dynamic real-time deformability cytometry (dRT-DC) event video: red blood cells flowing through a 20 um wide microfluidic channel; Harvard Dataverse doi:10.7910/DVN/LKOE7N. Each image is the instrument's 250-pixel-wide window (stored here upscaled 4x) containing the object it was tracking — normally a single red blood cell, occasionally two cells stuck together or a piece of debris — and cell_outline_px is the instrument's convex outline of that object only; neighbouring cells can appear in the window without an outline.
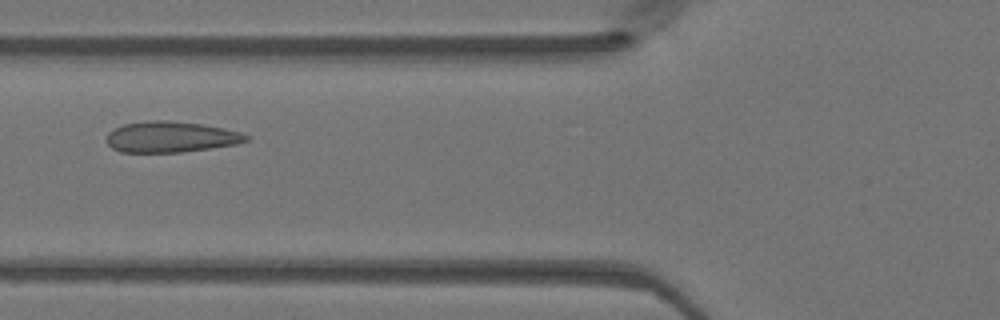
{"species": "Egyptian fruit bat (a non-hibernating species)", "species_latin": "Rousettus aegyptiacus", "temperature_condition": "warm", "stored_images_in_passage": 45, "camera_frame_rate_fps": 3000, "um_per_image_px": 0.085, "animal": {"sex": "female"}, "frame": {"image": 1, "passage_image": 15, "time_ms": 4.667, "image_size_px": [1000, 320], "cell_outline_px": [[252, 136], [248, 140], [236, 144], [180, 152], [120, 152], [112, 148], [104, 140], [108, 132], [112, 128], [124, 124], [148, 120], [168, 120], [200, 124], [224, 128], [240, 132]], "centroid_in_image_um": [14.47, 11.63], "position_along_channel_um": 111.3, "area_um2": 25.26}}
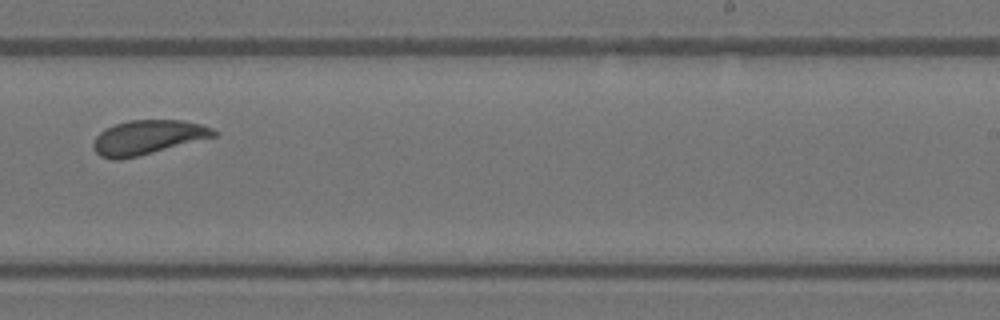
{"frame": {"image": 2, "passage_image": 27, "time_ms": 8.667, "image_size_px": [1000, 320], "cell_outline_px": [[216, 136], [120, 160], [112, 160], [100, 156], [92, 148], [92, 144], [96, 136], [104, 128], [128, 120], [180, 120], [200, 124], [212, 128], [216, 132]], "centroid_in_image_um": [12.49, 11.67], "position_along_channel_um": 276.5, "area_um2": 23.81}}
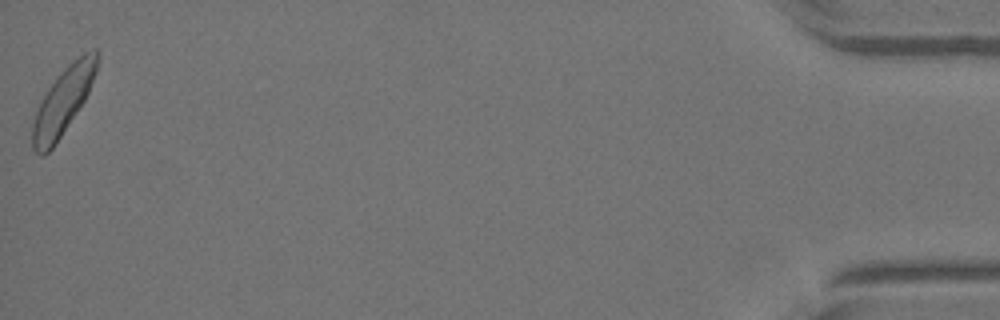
{"frame": {"image": 3, "passage_image": 45, "time_ms": 14.667, "image_size_px": [1000, 320], "cell_outline_px": [[100, 60], [96, 72], [88, 92], [84, 100], [52, 148], [44, 156], [40, 156], [32, 148], [32, 124], [40, 100], [48, 88], [60, 72], [68, 64], [84, 52], [96, 48], [100, 52]], "centroid_in_image_um": [5.37, 8.55], "position_along_channel_um": 429.8, "area_um2": 24.91}}